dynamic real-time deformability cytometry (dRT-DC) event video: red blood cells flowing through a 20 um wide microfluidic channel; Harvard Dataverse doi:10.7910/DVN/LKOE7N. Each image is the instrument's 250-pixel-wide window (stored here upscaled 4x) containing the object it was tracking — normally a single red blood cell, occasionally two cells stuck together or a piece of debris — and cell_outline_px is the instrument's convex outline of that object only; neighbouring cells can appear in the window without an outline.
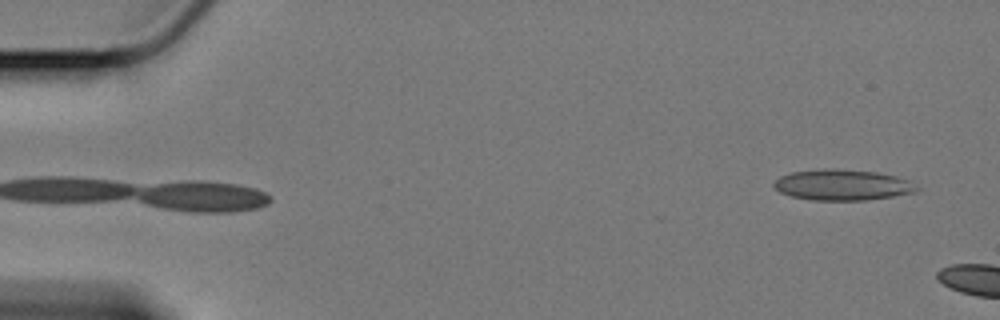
{"species": "Egyptian fruit bat (a non-hibernating species)", "species_latin": "Rousettus aegyptiacus", "temperature_condition": "cold", "stored_images_in_passage": 6, "camera_frame_rate_fps": 3000, "um_per_image_px": 0.085, "animal": {"sex": "female"}, "frame": {"image": 1, "passage_image": 1, "time_ms": 0.0, "image_size_px": [1000, 320], "cell_outline_px": [[920, 188], [916, 192], [892, 196], [864, 200], [812, 200], [792, 196], [780, 192], [772, 184], [780, 176], [792, 172], [824, 168], [836, 168], [876, 172], [896, 176], [912, 180]], "centroid_in_image_um": [71.64, 15.7], "position_along_channel_um": 13.4, "area_um2": 25.78}}